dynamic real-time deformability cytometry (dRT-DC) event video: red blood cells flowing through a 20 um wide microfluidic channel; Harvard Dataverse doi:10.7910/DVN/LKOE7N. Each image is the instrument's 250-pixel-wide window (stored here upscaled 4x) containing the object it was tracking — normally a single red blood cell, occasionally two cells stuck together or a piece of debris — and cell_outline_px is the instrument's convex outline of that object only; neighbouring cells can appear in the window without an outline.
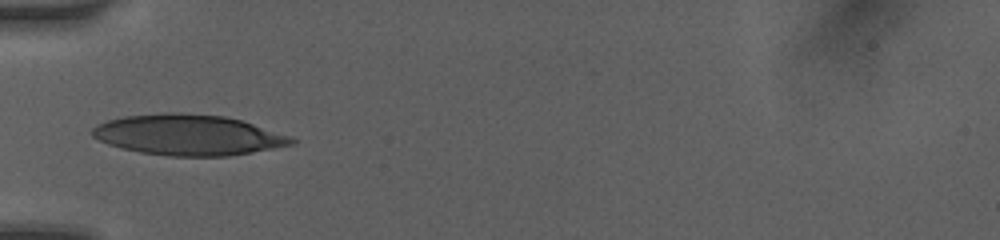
{"species": "human", "species_latin": "Homo sapiens", "temperature_condition": "room temperature", "stored_images_in_passage": 5, "camera_frame_rate_fps": 3000, "um_per_image_px": 0.085, "donor": {"sex": "female"}, "frame": {"image": 1, "passage_image": 1, "time_ms": 0.0, "image_size_px": [1000, 240], "cell_outline_px": [[296, 144], [252, 152], [228, 156], [172, 156], [140, 152], [120, 148], [108, 144], [92, 136], [92, 128], [96, 124], [108, 120], [124, 116], [164, 112], [180, 112], [224, 116], [240, 120], [292, 136], [296, 140]], "centroid_in_image_um": [16.0, 11.46], "position_along_channel_um": 69.0, "area_um2": 47.28}}
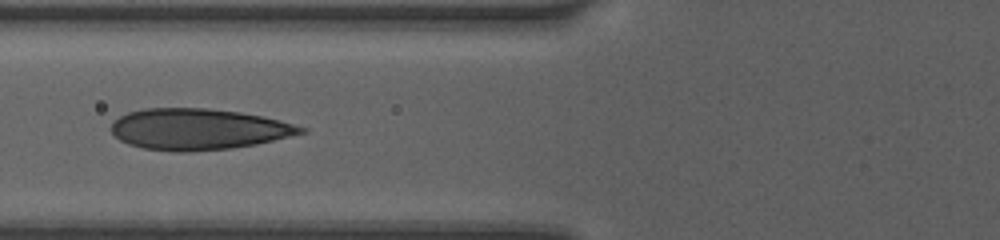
{"frame": {"image": 2, "passage_image": 4, "time_ms": 1.0, "image_size_px": [1000, 240], "cell_outline_px": [[308, 132], [256, 144], [232, 148], [188, 152], [176, 152], [144, 148], [128, 144], [120, 140], [112, 132], [112, 124], [120, 116], [128, 112], [144, 108], [208, 108], [240, 112], [280, 120], [308, 128]], "centroid_in_image_um": [16.88, 10.98], "position_along_channel_um": 108.9, "area_um2": 45.43}}